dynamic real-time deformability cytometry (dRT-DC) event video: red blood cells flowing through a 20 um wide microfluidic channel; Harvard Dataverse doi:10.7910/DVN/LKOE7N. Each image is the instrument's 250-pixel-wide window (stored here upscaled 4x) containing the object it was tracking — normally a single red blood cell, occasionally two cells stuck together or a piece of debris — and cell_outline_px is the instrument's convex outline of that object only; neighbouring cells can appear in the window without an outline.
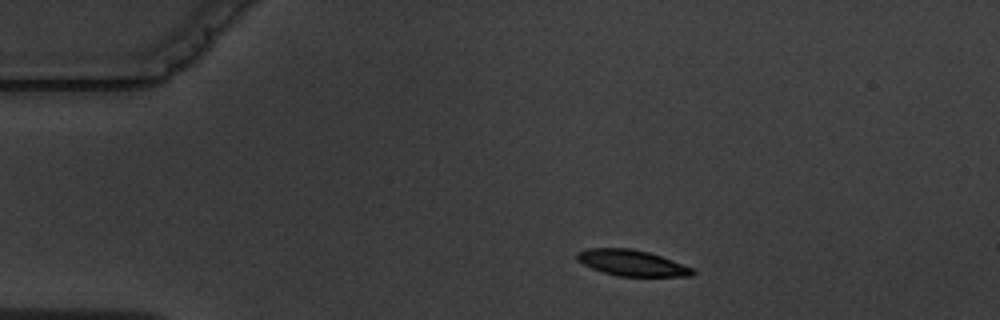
{"species": "common noctule bat (a hibernating species)", "species_latin": "Nyctalus noctula", "temperature_condition": "warm", "stored_images_in_passage": 6, "camera_frame_rate_fps": 3000, "um_per_image_px": 0.085, "animal": {"sex": "male", "body_mass_g": 19.5, "forearm_length_mm": 54.6}, "frame": {"image": 1, "passage_image": 2, "time_ms": 1.0, "image_size_px": [1000, 320], "cell_outline_px": [[696, 272], [692, 276], [616, 276], [592, 268], [576, 260], [576, 252], [588, 248], [632, 248], [648, 252], [660, 256], [692, 268]], "centroid_in_image_um": [53.67, 22.34], "position_along_channel_um": 31.3, "area_um2": 17.34}}
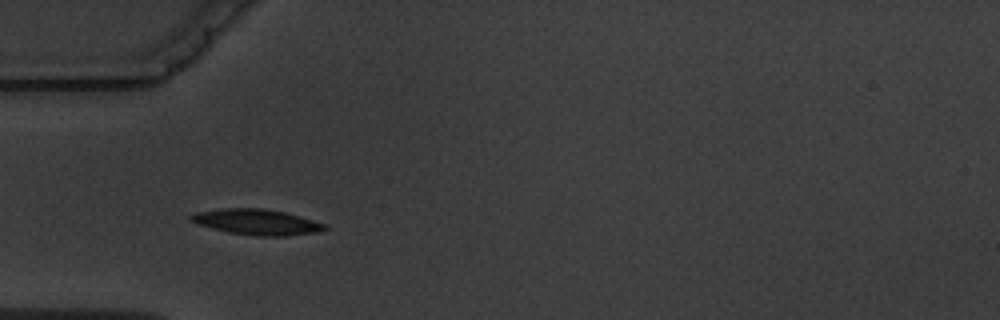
{"frame": {"image": 2, "passage_image": 4, "time_ms": 3.333, "image_size_px": [1000, 320], "cell_outline_px": [[328, 228], [316, 232], [284, 236], [256, 236], [228, 232], [196, 224], [188, 216], [196, 212], [220, 208], [260, 208], [284, 212], [328, 224]], "centroid_in_image_um": [21.82, 18.87], "position_along_channel_um": 63.2, "area_um2": 19.94}}
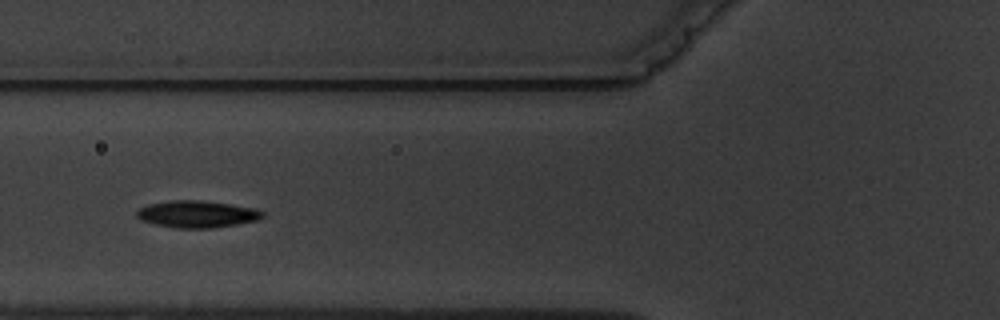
{"frame": {"image": 3, "passage_image": 5, "time_ms": 4.667, "image_size_px": [1000, 320], "cell_outline_px": [[264, 216], [256, 220], [236, 224], [212, 228], [176, 228], [156, 224], [140, 220], [136, 216], [136, 212], [140, 208], [148, 204], [172, 200], [200, 200], [228, 204], [252, 208], [264, 212]], "centroid_in_image_um": [16.7, 18.2], "position_along_channel_um": 109.1, "area_um2": 19.54}}